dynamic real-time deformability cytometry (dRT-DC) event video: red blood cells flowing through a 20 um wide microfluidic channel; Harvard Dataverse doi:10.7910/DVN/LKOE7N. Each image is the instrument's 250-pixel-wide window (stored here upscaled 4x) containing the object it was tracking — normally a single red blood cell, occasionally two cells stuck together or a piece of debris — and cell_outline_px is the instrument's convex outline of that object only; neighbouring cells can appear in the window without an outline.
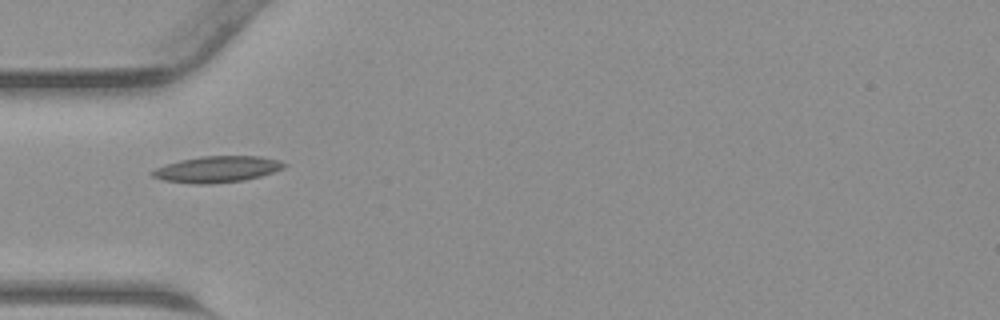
{"species": "common noctule bat (a hibernating species)", "species_latin": "Nyctalus noctula", "temperature_condition": "warm", "stored_images_in_passage": 4, "camera_frame_rate_fps": 3000, "um_per_image_px": 0.085, "animal": {"sex": "male", "body_mass_g": 23.1, "forearm_length_mm": 52.7}, "frame": {"image": 1, "passage_image": 1, "time_ms": 0.0, "image_size_px": [1000, 320], "cell_outline_px": [[288, 164], [284, 168], [260, 176], [244, 180], [208, 184], [192, 184], [164, 180], [152, 176], [148, 172], [164, 164], [180, 160], [200, 156], [260, 156], [280, 160]], "centroid_in_image_um": [18.43, 14.38], "position_along_channel_um": 66.6, "area_um2": 20.29}}